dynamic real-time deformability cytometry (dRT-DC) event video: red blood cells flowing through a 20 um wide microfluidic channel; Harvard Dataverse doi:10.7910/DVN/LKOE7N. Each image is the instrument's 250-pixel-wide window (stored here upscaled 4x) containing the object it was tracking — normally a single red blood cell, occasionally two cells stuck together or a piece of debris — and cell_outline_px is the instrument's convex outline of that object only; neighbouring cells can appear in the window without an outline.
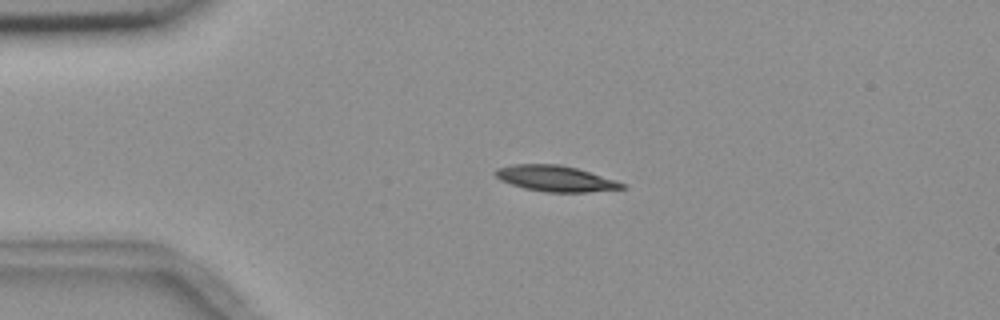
{"species": "common noctule bat (a hibernating species)", "species_latin": "Nyctalus noctula", "temperature_condition": "room temperature", "stored_images_in_passage": 5, "camera_frame_rate_fps": 3000, "um_per_image_px": 0.085, "animal": {"sex": "female", "body_mass_g": 18.4}, "frame": {"image": 1, "passage_image": 4, "time_ms": 3.333, "image_size_px": [1000, 320], "cell_outline_px": [[628, 188], [588, 192], [544, 192], [524, 188], [500, 180], [492, 172], [496, 168], [512, 164], [560, 164], [576, 168], [616, 180], [624, 184]], "centroid_in_image_um": [47.19, 15.17], "position_along_channel_um": 37.8, "area_um2": 19.13}}